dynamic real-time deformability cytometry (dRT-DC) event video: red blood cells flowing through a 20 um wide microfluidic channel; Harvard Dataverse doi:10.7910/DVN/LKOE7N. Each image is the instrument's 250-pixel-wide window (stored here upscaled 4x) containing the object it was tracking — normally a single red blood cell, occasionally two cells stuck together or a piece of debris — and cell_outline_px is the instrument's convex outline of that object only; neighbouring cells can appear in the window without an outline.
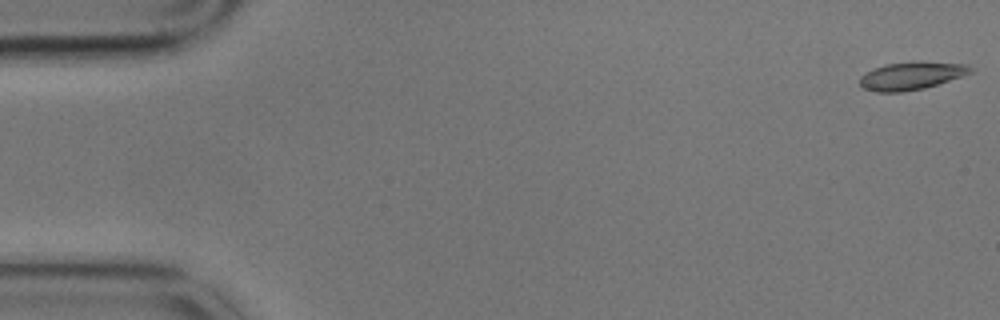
{"species": "common noctule bat (a hibernating species)", "species_latin": "Nyctalus noctula", "temperature_condition": "cold", "stored_images_in_passage": 7, "camera_frame_rate_fps": 3000, "um_per_image_px": 0.085, "animal": {"sex": "male", "body_mass_g": 17.9}, "frame": {"image": 1, "passage_image": 1, "time_ms": 0.0, "image_size_px": [1000, 320], "cell_outline_px": [[976, 68], [972, 72], [924, 88], [904, 92], [876, 92], [864, 88], [860, 84], [860, 76], [872, 68], [884, 64], [912, 60], [920, 60], [968, 64]], "centroid_in_image_um": [77.47, 6.4], "position_along_channel_um": 7.5, "area_um2": 18.38}}
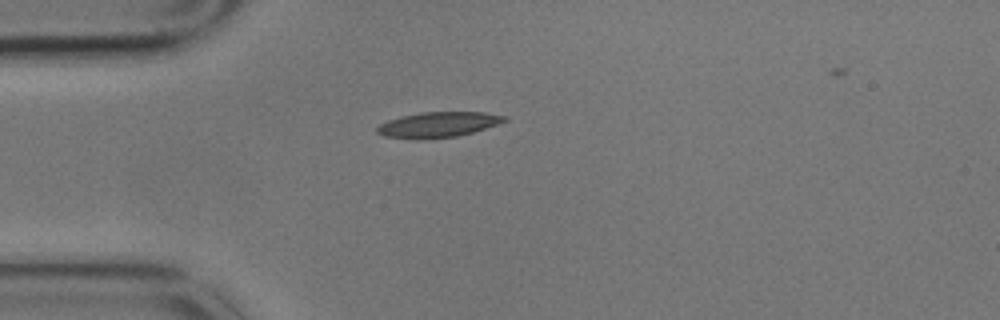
{"frame": {"image": 2, "passage_image": 5, "time_ms": 1.333, "image_size_px": [1000, 320], "cell_outline_px": [[508, 120], [472, 132], [456, 136], [416, 140], [384, 136], [376, 132], [376, 128], [380, 124], [388, 120], [400, 116], [420, 112], [484, 112], [508, 116]], "centroid_in_image_um": [37.2, 10.59], "position_along_channel_um": 47.8, "area_um2": 18.84}}